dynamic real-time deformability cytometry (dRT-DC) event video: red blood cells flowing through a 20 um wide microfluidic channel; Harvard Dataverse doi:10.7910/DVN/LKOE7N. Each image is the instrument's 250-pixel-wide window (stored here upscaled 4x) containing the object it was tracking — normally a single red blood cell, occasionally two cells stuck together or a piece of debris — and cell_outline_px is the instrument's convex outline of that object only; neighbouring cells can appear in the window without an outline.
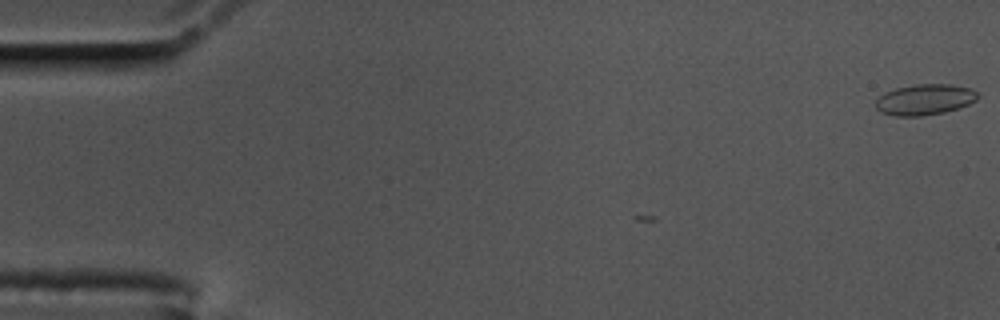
{"species": "common noctule bat (a hibernating species)", "species_latin": "Nyctalus noctula", "temperature_condition": "cold", "stored_images_in_passage": 7, "camera_frame_rate_fps": 3000, "um_per_image_px": 0.085, "animal": {"sex": "male", "body_mass_g": 17.5, "forearm_length_mm": 52.3}, "frame": {"image": 1, "passage_image": 1, "time_ms": 0.0, "image_size_px": [1000, 320], "cell_outline_px": [[980, 96], [976, 100], [968, 104], [944, 112], [924, 116], [892, 116], [880, 112], [876, 108], [876, 100], [884, 92], [896, 88], [916, 84], [948, 84], [972, 88]], "centroid_in_image_um": [78.59, 8.46], "position_along_channel_um": 6.4, "area_um2": 18.38}}